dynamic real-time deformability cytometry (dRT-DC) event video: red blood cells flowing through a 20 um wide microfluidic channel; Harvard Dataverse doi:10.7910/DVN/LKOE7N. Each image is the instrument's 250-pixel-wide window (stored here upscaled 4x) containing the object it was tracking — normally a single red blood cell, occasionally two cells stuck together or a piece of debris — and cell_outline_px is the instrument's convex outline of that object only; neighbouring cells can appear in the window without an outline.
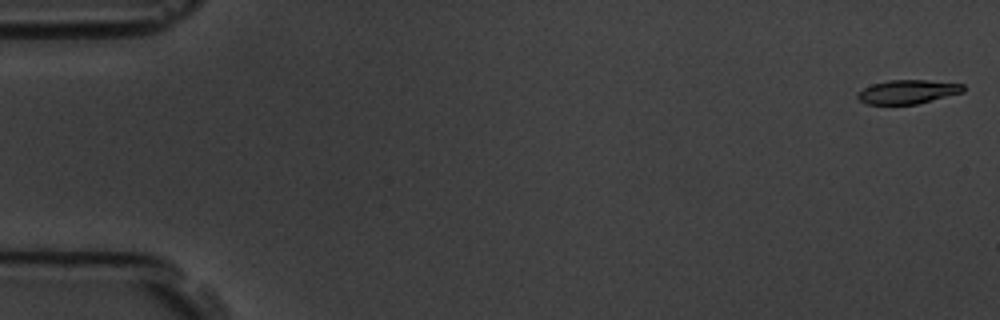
{"species": "common noctule bat (a hibernating species)", "species_latin": "Nyctalus noctula", "temperature_condition": "room temperature", "stored_images_in_passage": 5, "camera_frame_rate_fps": 3000, "um_per_image_px": 0.085, "animal": {"sex": "male", "body_mass_g": 19.5, "forearm_length_mm": 54.6}, "frame": {"image": 1, "passage_image": 1, "time_ms": 0.0, "image_size_px": [1000, 320], "cell_outline_px": [[964, 92], [916, 104], [868, 104], [860, 100], [856, 96], [856, 92], [872, 84], [888, 80], [928, 80], [964, 84]], "centroid_in_image_um": [77.15, 7.8], "position_along_channel_um": 7.9, "area_um2": 14.68}}
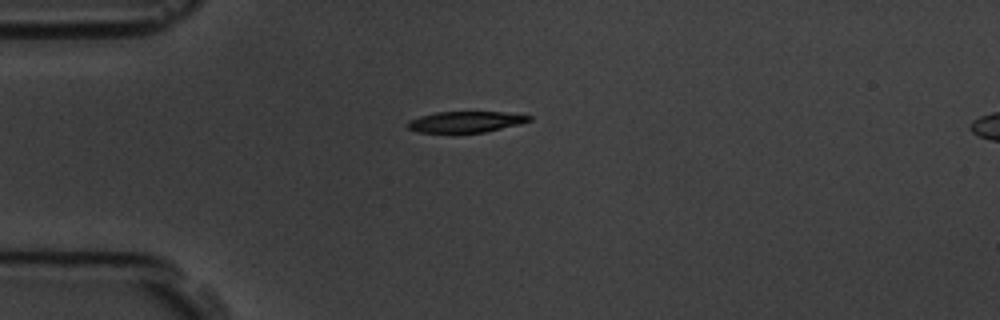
{"frame": {"image": 2, "passage_image": 4, "time_ms": 4.333, "image_size_px": [1000, 320], "cell_outline_px": [[532, 120], [520, 124], [484, 132], [416, 132], [408, 128], [408, 120], [420, 116], [436, 112], [504, 112], [532, 116]], "centroid_in_image_um": [39.59, 10.35], "position_along_channel_um": 45.4, "area_um2": 14.74}}